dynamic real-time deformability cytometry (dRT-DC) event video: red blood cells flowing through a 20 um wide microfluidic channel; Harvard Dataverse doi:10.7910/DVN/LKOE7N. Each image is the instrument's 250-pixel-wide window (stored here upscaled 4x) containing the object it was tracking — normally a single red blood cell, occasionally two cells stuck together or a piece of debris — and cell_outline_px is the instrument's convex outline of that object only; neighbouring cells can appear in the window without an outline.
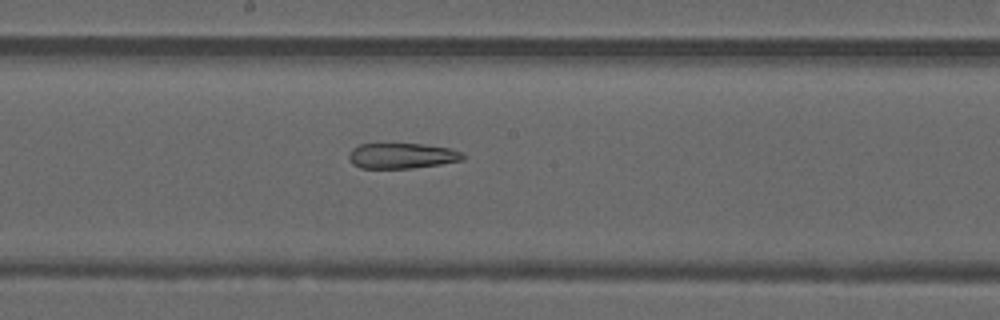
{"species": "common noctule bat (a hibernating species)", "species_latin": "Nyctalus noctula", "temperature_condition": "warm", "stored_images_in_passage": 27, "camera_frame_rate_fps": 3000, "um_per_image_px": 0.085, "animal": {"sex": "male", "forearm_length_mm": 52.5}, "frame": {"image": 1, "passage_image": 26, "time_ms": 8.333, "image_size_px": [1000, 320], "cell_outline_px": [[464, 160], [440, 164], [412, 168], [360, 168], [352, 164], [348, 156], [352, 148], [360, 144], [424, 144], [452, 148], [460, 152], [464, 156]], "centroid_in_image_um": [34.16, 13.24], "position_along_channel_um": 214.0, "area_um2": 16.94}}